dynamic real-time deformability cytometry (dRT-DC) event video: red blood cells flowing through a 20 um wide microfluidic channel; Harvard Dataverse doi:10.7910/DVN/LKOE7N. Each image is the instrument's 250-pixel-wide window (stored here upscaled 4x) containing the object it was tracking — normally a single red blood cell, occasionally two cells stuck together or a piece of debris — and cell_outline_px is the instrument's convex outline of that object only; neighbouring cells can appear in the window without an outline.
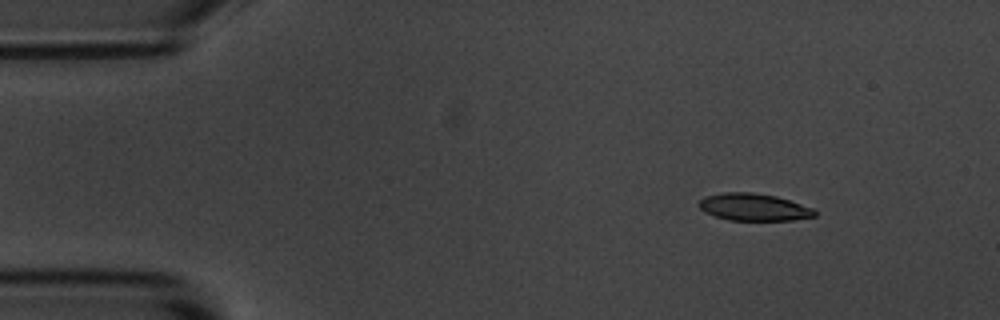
{"species": "common noctule bat (a hibernating species)", "species_latin": "Nyctalus noctula", "temperature_condition": "room temperature", "stored_images_in_passage": 6, "camera_frame_rate_fps": 3000, "um_per_image_px": 0.085, "animal": {"sex": "male", "body_mass_g": 20.1, "forearm_length_mm": 53.5}, "frame": {"image": 1, "passage_image": 2, "time_ms": 1.333, "image_size_px": [1000, 320], "cell_outline_px": [[816, 216], [792, 220], [728, 220], [704, 212], [696, 204], [704, 196], [720, 192], [752, 192], [776, 196], [812, 208], [816, 212]], "centroid_in_image_um": [64.01, 17.6], "position_along_channel_um": 21.0, "area_um2": 18.38}}
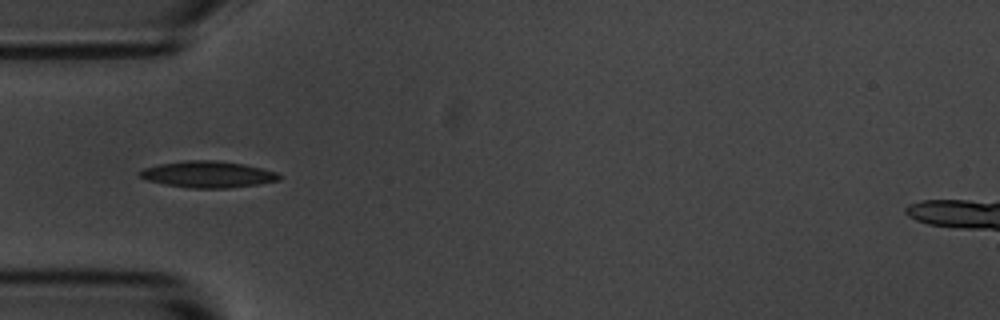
{"frame": {"image": 2, "passage_image": 5, "time_ms": 4.667, "image_size_px": [1000, 320], "cell_outline_px": [[284, 176], [280, 180], [260, 184], [228, 188], [192, 188], [164, 184], [148, 180], [140, 176], [136, 172], [144, 168], [160, 164], [184, 160], [216, 160], [244, 164], [276, 172]], "centroid_in_image_um": [17.69, 14.82], "position_along_channel_um": 67.3, "area_um2": 21.56}}